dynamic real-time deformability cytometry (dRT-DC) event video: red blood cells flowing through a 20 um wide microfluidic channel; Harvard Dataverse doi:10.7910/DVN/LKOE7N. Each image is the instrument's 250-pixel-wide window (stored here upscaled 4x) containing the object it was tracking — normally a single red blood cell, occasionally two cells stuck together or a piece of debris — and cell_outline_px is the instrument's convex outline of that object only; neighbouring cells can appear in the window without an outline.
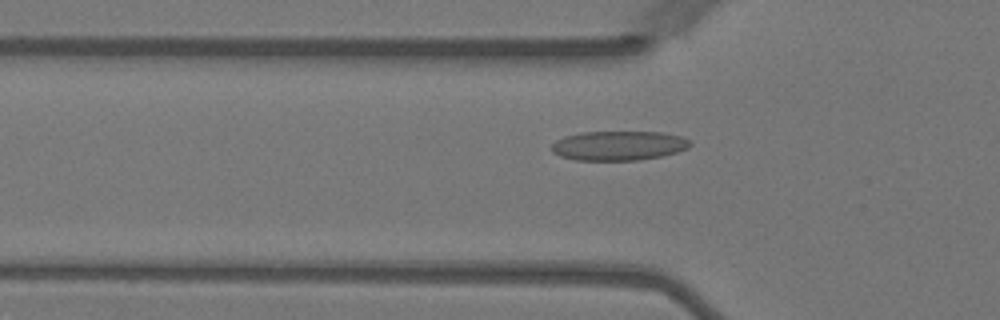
{"species": "Egyptian fruit bat (a non-hibernating species)", "species_latin": "Rousettus aegyptiacus", "temperature_condition": "warm", "stored_images_in_passage": 57, "camera_frame_rate_fps": 3000, "um_per_image_px": 0.085, "animal": {"sex": "female"}, "frame": {"image": 1, "passage_image": 18, "time_ms": 5.667, "image_size_px": [1000, 320], "cell_outline_px": [[692, 144], [688, 148], [676, 152], [660, 156], [636, 160], [576, 160], [560, 156], [552, 152], [552, 144], [556, 140], [564, 136], [580, 132], [664, 132], [680, 136], [692, 140]], "centroid_in_image_um": [52.59, 12.37], "position_along_channel_um": 73.2, "area_um2": 23.81}}
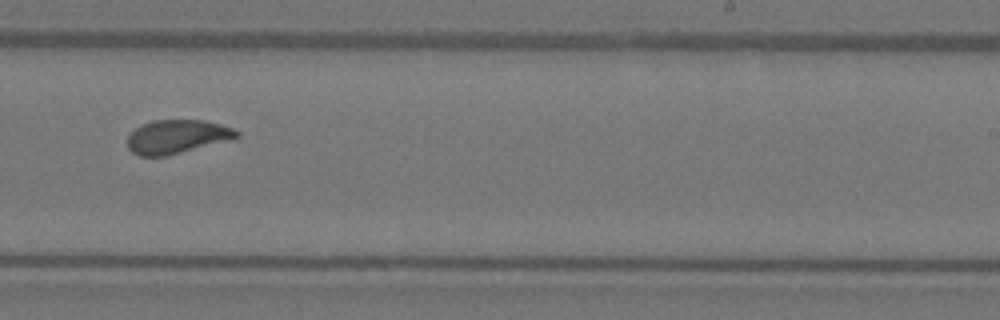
{"frame": {"image": 2, "passage_image": 35, "time_ms": 11.333, "image_size_px": [1000, 320], "cell_outline_px": [[240, 136], [236, 140], [168, 156], [140, 156], [132, 152], [128, 148], [128, 136], [140, 124], [152, 120], [204, 120], [220, 124], [232, 128], [240, 132]], "centroid_in_image_um": [15.11, 11.63], "position_along_channel_um": 273.9, "area_um2": 22.02}}
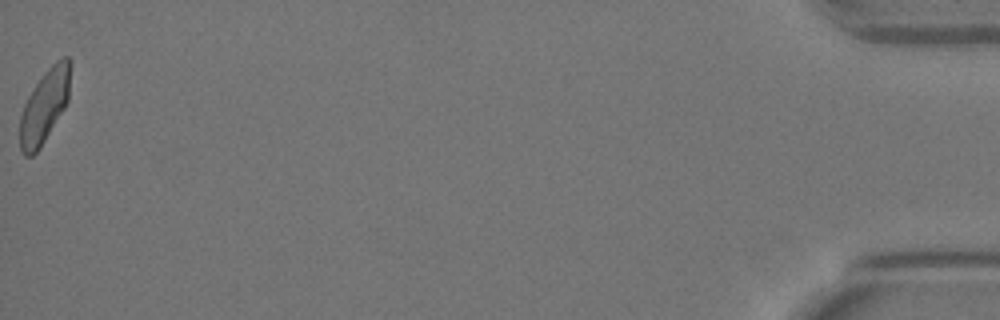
{"frame": {"image": 3, "passage_image": 57, "time_ms": 18.667, "image_size_px": [1000, 320], "cell_outline_px": [[72, 60], [68, 100], [64, 108], [40, 148], [32, 156], [24, 156], [20, 152], [20, 116], [24, 104], [28, 96], [44, 72], [56, 60], [64, 56], [68, 56]], "centroid_in_image_um": [3.8, 8.99], "position_along_channel_um": 431.4, "area_um2": 21.62}, "authors_computed_cell_mechanics": {"area_um2": 22.1952, "velocity_mm_per_s": 3.53, "shape_relaxation_time_tau1_ms": 6.0722, "shape_relaxation_time_tau2_ms": 1.0857, "deformation_change_tau1": 0.1678, "deformation_change_tau2": 0.0605}}